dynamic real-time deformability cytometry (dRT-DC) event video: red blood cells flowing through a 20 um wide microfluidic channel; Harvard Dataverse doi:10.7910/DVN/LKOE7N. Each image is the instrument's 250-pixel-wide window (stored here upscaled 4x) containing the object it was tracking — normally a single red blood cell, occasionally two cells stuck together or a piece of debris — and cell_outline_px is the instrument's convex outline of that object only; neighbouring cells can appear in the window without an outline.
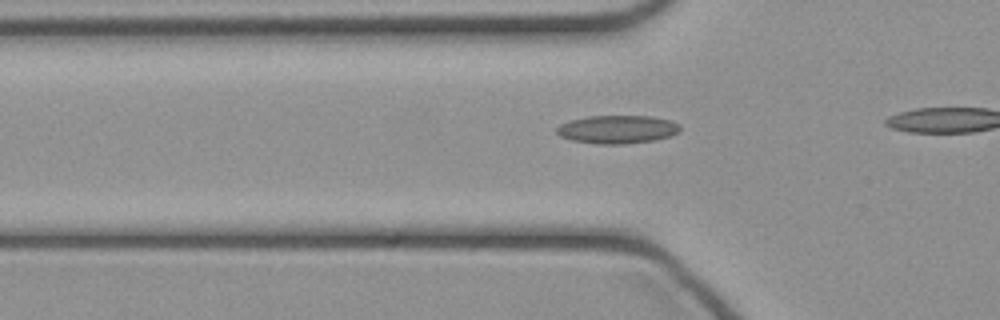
{"species": "common noctule bat (a hibernating species)", "species_latin": "Nyctalus noctula", "temperature_condition": "cold", "stored_images_in_passage": 11, "camera_frame_rate_fps": 3000, "um_per_image_px": 0.085, "animal": {"sex": "female", "body_mass_g": 21.9}, "frame": {"image": 1, "passage_image": 4, "time_ms": 1.0, "image_size_px": [1000, 320], "cell_outline_px": [[680, 132], [672, 136], [652, 140], [624, 144], [596, 144], [572, 140], [560, 136], [556, 132], [556, 128], [560, 124], [568, 120], [588, 116], [652, 116], [672, 120], [680, 124]], "centroid_in_image_um": [52.49, 10.99], "position_along_channel_um": 73.3, "area_um2": 20.52}}
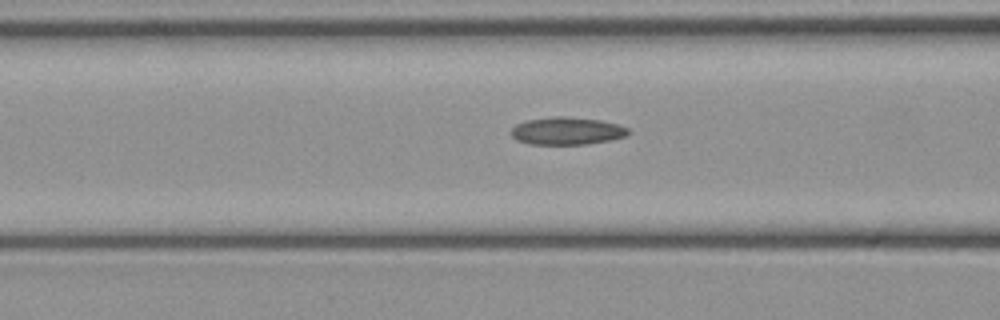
{"frame": {"image": 2, "passage_image": 7, "time_ms": 2.0, "image_size_px": [1000, 320], "cell_outline_px": [[632, 132], [628, 136], [588, 144], [528, 144], [516, 140], [508, 132], [516, 124], [528, 120], [552, 116], [568, 116], [600, 120], [620, 124], [628, 128]], "centroid_in_image_um": [48.2, 11.12], "position_along_channel_um": 118.4, "area_um2": 19.13}}
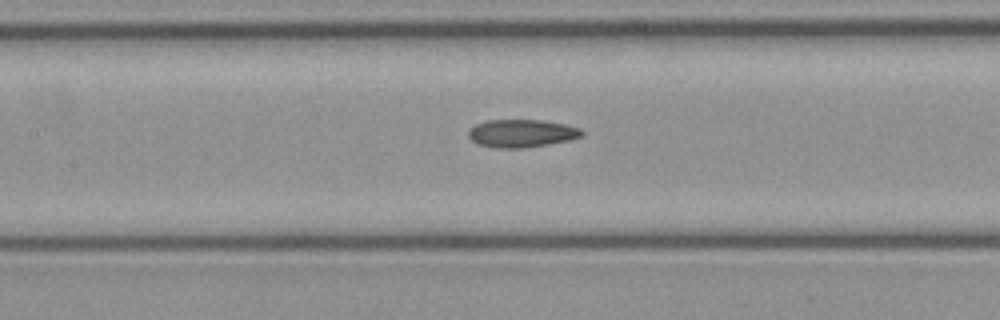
{"frame": {"image": 3, "passage_image": 10, "time_ms": 3.0, "image_size_px": [1000, 320], "cell_outline_px": [[584, 132], [580, 136], [568, 140], [548, 144], [524, 148], [496, 148], [480, 144], [472, 140], [468, 136], [468, 132], [476, 124], [488, 120], [540, 120], [564, 124], [580, 128]], "centroid_in_image_um": [44.33, 11.33], "position_along_channel_um": 163.1, "area_um2": 18.15}}